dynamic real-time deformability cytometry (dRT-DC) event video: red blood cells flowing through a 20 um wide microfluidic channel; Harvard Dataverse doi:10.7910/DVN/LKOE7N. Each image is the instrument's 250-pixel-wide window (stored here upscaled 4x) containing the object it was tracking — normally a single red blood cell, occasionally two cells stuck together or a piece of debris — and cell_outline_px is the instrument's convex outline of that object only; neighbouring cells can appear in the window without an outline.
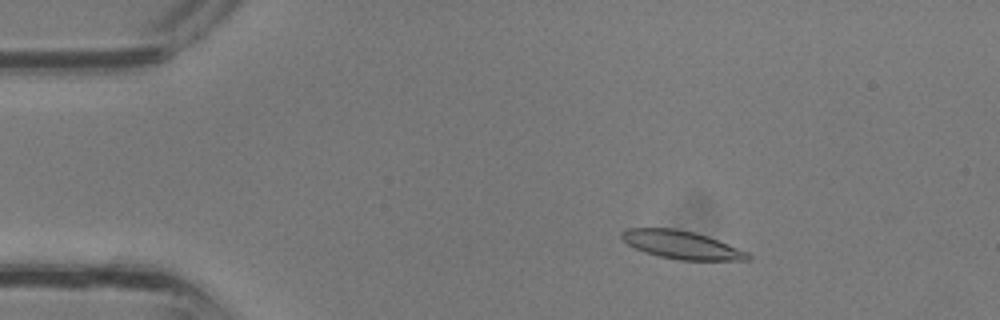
{"species": "common noctule bat (a hibernating species)", "species_latin": "Nyctalus noctula", "temperature_condition": "room temperature", "stored_images_in_passage": 35, "camera_frame_rate_fps": 3000, "um_per_image_px": 0.085, "animal": {"sex": "male", "body_mass_g": 13.3}, "frame": {"image": 1, "passage_image": 6, "time_ms": 1.667, "image_size_px": [1000, 320], "cell_outline_px": [[752, 260], [680, 260], [660, 256], [636, 248], [628, 244], [620, 236], [620, 232], [628, 228], [672, 228], [692, 232], [708, 236], [748, 252], [752, 256]], "centroid_in_image_um": [57.96, 20.81], "position_along_channel_um": 27.0, "area_um2": 20.4}}
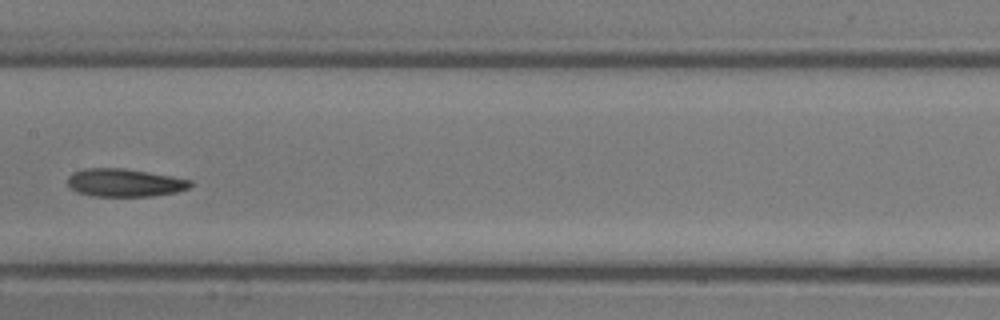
{"frame": {"image": 2, "passage_image": 18, "time_ms": 5.667, "image_size_px": [1000, 320], "cell_outline_px": [[192, 184], [188, 188], [176, 192], [152, 196], [92, 196], [76, 192], [68, 184], [68, 176], [72, 172], [84, 168], [124, 168], [148, 172], [192, 180]], "centroid_in_image_um": [10.56, 15.53], "position_along_channel_um": 196.8, "area_um2": 20.0}}
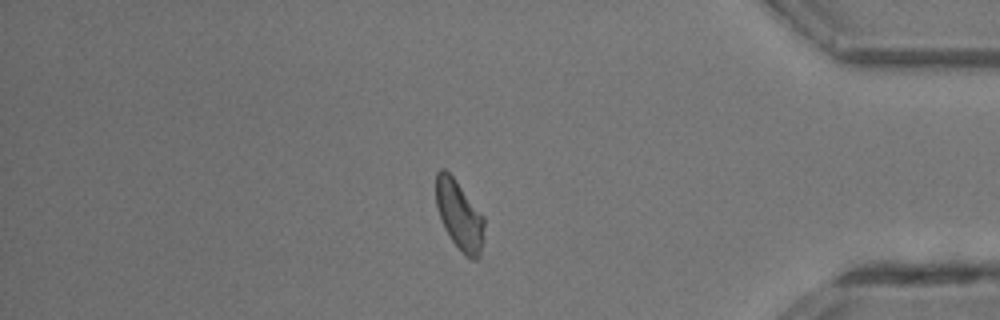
{"frame": {"image": 3, "passage_image": 30, "time_ms": 9.667, "image_size_px": [1000, 320], "cell_outline_px": [[484, 224], [480, 256], [476, 260], [472, 260], [464, 256], [452, 240], [444, 228], [436, 204], [436, 172], [440, 168], [444, 168], [456, 180], [484, 216]], "centroid_in_image_um": [39.04, 18.3], "position_along_channel_um": 396.2, "area_um2": 19.42}}